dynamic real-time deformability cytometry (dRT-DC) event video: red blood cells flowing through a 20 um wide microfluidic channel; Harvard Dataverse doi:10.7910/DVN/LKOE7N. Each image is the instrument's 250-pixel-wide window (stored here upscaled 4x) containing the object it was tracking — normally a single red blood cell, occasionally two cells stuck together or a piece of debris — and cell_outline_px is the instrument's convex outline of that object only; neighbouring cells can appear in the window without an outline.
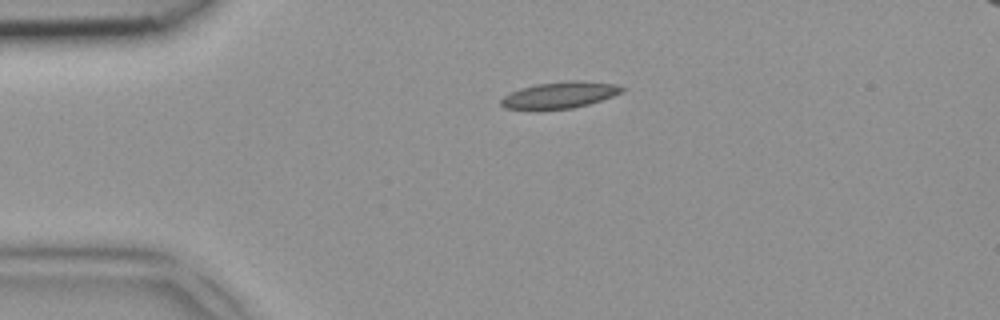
{"species": "common noctule bat (a hibernating species)", "species_latin": "Nyctalus noctula", "temperature_condition": "room temperature", "stored_images_in_passage": 5, "camera_frame_rate_fps": 3000, "um_per_image_px": 0.085, "animal": {"sex": "female", "body_mass_g": 18.4}, "frame": {"image": 1, "passage_image": 5, "time_ms": 1.333, "image_size_px": [1000, 320], "cell_outline_px": [[624, 92], [588, 104], [572, 108], [508, 108], [500, 104], [500, 100], [504, 96], [520, 88], [536, 84], [568, 80], [584, 80], [616, 84], [624, 88]], "centroid_in_image_um": [47.64, 8.04], "position_along_channel_um": 37.4, "area_um2": 18.26}}